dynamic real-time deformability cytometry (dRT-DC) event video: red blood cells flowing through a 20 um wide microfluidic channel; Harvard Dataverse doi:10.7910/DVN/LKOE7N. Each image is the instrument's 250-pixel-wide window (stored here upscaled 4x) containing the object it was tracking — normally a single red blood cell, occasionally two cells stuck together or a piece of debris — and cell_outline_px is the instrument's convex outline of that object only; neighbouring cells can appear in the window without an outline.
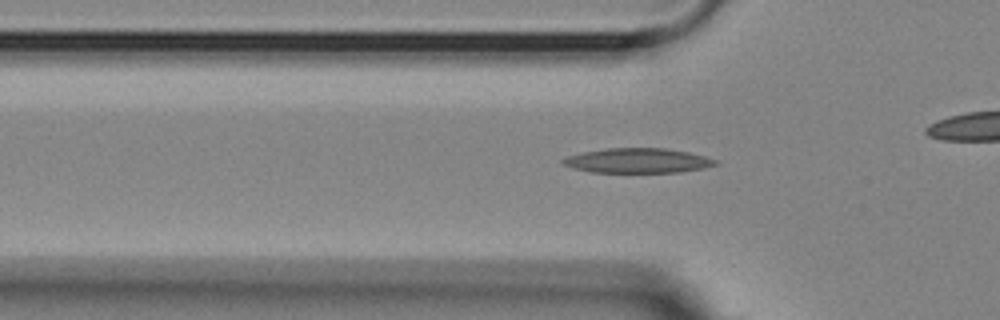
{"species": "Egyptian fruit bat (a non-hibernating species)", "species_latin": "Rousettus aegyptiacus", "temperature_condition": "room temperature", "stored_images_in_passage": 29, "camera_frame_rate_fps": 3000, "um_per_image_px": 0.085, "animal": {"sex": "female"}, "frame": {"image": 1, "passage_image": 2, "time_ms": 0.333, "image_size_px": [1000, 320], "cell_outline_px": [[720, 164], [704, 168], [680, 172], [592, 172], [576, 168], [564, 164], [560, 160], [568, 156], [584, 152], [604, 148], [664, 148], [688, 152], [704, 156], [716, 160]], "centroid_in_image_um": [54.25, 13.65], "position_along_channel_um": 71.6, "area_um2": 21.79}}
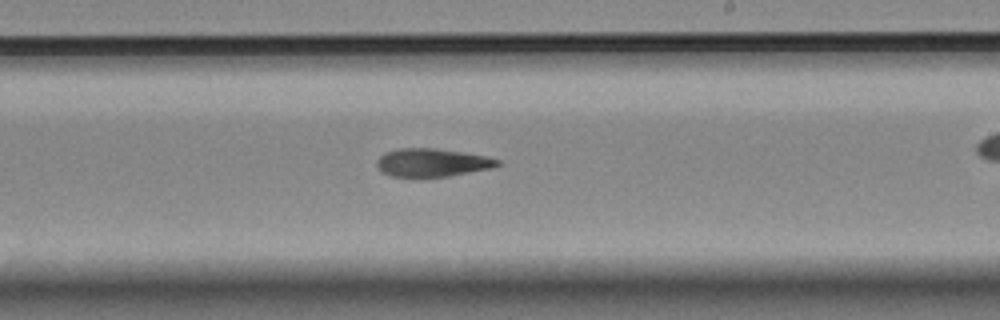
{"frame": {"image": 2, "passage_image": 17, "time_ms": 5.333, "image_size_px": [1000, 320], "cell_outline_px": [[500, 164], [492, 168], [448, 176], [416, 180], [412, 180], [392, 176], [380, 172], [376, 164], [376, 160], [384, 152], [400, 148], [436, 148], [484, 156], [500, 160]], "centroid_in_image_um": [36.63, 13.86], "position_along_channel_um": 252.4, "area_um2": 20.46}}
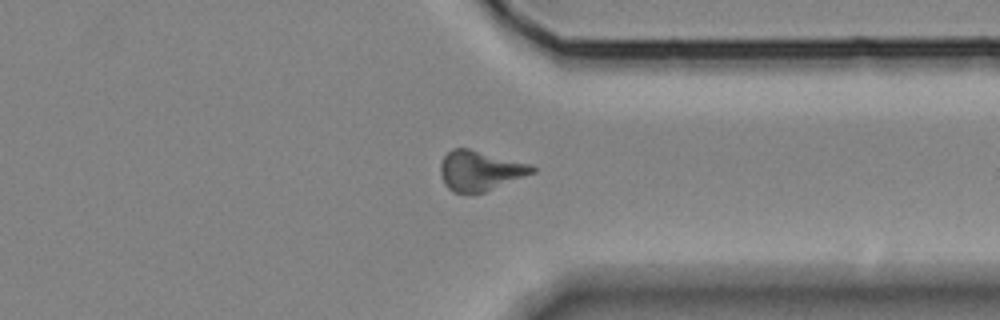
{"frame": {"image": 3, "passage_image": 27, "time_ms": 8.667, "image_size_px": [1000, 320], "cell_outline_px": [[536, 172], [484, 192], [452, 192], [444, 184], [440, 176], [440, 164], [444, 156], [452, 148], [468, 148], [532, 164], [536, 168]], "centroid_in_image_um": [40.8, 14.49], "position_along_channel_um": 370.6, "area_um2": 21.39}}